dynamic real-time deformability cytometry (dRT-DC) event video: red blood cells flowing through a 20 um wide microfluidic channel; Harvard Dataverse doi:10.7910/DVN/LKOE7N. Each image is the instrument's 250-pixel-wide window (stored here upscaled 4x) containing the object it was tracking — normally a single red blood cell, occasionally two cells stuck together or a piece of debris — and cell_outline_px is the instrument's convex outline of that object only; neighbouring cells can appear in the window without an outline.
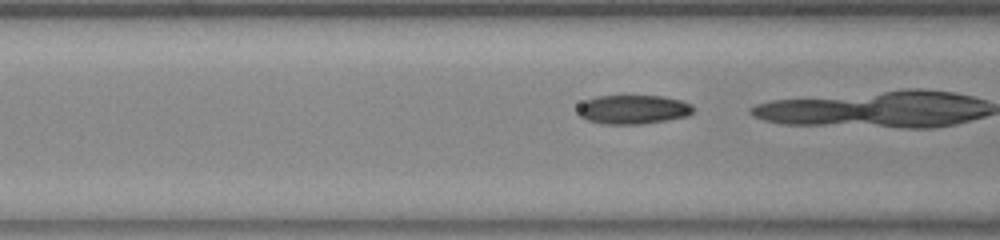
{"species": "common noctule bat (a hibernating species)", "species_latin": "Nyctalus noctula", "temperature_condition": "warm", "stored_images_in_passage": 31, "camera_frame_rate_fps": 3000, "um_per_image_px": 0.085, "animal": {"sex": "female", "body_mass_g": 23.0, "forearm_length_mm": 53.4}, "frame": {"image": 1, "passage_image": 19, "time_ms": 6.0, "image_size_px": [1000, 240], "cell_outline_px": [[696, 108], [688, 116], [668, 120], [640, 124], [604, 124], [588, 120], [580, 116], [576, 112], [576, 108], [584, 100], [596, 96], [664, 96], [680, 100], [692, 104]], "centroid_in_image_um": [53.81, 9.3], "position_along_channel_um": 112.8, "area_um2": 19.77}}